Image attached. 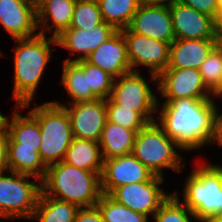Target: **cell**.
Instances as JSON below:
<instances>
[{"label":"cell","mask_w":222,"mask_h":222,"mask_svg":"<svg viewBox=\"0 0 222 222\" xmlns=\"http://www.w3.org/2000/svg\"><path fill=\"white\" fill-rule=\"evenodd\" d=\"M41 189L44 195L79 208L94 207L103 195L99 173L77 168L64 161L46 168Z\"/></svg>","instance_id":"7a4b0ae2"},{"label":"cell","mask_w":222,"mask_h":222,"mask_svg":"<svg viewBox=\"0 0 222 222\" xmlns=\"http://www.w3.org/2000/svg\"><path fill=\"white\" fill-rule=\"evenodd\" d=\"M77 63L88 72V88L98 99H108L111 95L114 78L107 72L90 64L86 59L79 60Z\"/></svg>","instance_id":"1f68e13d"},{"label":"cell","mask_w":222,"mask_h":222,"mask_svg":"<svg viewBox=\"0 0 222 222\" xmlns=\"http://www.w3.org/2000/svg\"><path fill=\"white\" fill-rule=\"evenodd\" d=\"M79 209L72 203L54 199L41 192L32 219L38 222H75Z\"/></svg>","instance_id":"d4e9b609"},{"label":"cell","mask_w":222,"mask_h":222,"mask_svg":"<svg viewBox=\"0 0 222 222\" xmlns=\"http://www.w3.org/2000/svg\"><path fill=\"white\" fill-rule=\"evenodd\" d=\"M75 222H105L96 206L80 208L77 211Z\"/></svg>","instance_id":"e575fe53"},{"label":"cell","mask_w":222,"mask_h":222,"mask_svg":"<svg viewBox=\"0 0 222 222\" xmlns=\"http://www.w3.org/2000/svg\"><path fill=\"white\" fill-rule=\"evenodd\" d=\"M176 39H216V21L177 0L169 5Z\"/></svg>","instance_id":"5bb4252c"},{"label":"cell","mask_w":222,"mask_h":222,"mask_svg":"<svg viewBox=\"0 0 222 222\" xmlns=\"http://www.w3.org/2000/svg\"><path fill=\"white\" fill-rule=\"evenodd\" d=\"M163 181V177L154 175L148 181L119 186L109 196L135 212L152 217L171 195L160 188Z\"/></svg>","instance_id":"30bf717a"},{"label":"cell","mask_w":222,"mask_h":222,"mask_svg":"<svg viewBox=\"0 0 222 222\" xmlns=\"http://www.w3.org/2000/svg\"><path fill=\"white\" fill-rule=\"evenodd\" d=\"M182 198L200 222L222 212V165L206 163L194 168L186 178Z\"/></svg>","instance_id":"277c9868"},{"label":"cell","mask_w":222,"mask_h":222,"mask_svg":"<svg viewBox=\"0 0 222 222\" xmlns=\"http://www.w3.org/2000/svg\"><path fill=\"white\" fill-rule=\"evenodd\" d=\"M154 176L132 153L104 160L101 174L103 194H110L115 188L150 180Z\"/></svg>","instance_id":"4fadbf2b"},{"label":"cell","mask_w":222,"mask_h":222,"mask_svg":"<svg viewBox=\"0 0 222 222\" xmlns=\"http://www.w3.org/2000/svg\"><path fill=\"white\" fill-rule=\"evenodd\" d=\"M136 132L106 121L98 141L103 160L132 153Z\"/></svg>","instance_id":"7402d4cb"},{"label":"cell","mask_w":222,"mask_h":222,"mask_svg":"<svg viewBox=\"0 0 222 222\" xmlns=\"http://www.w3.org/2000/svg\"><path fill=\"white\" fill-rule=\"evenodd\" d=\"M177 190L168 197L153 215L155 222H192L190 218L200 221L196 215L180 202Z\"/></svg>","instance_id":"f546056e"},{"label":"cell","mask_w":222,"mask_h":222,"mask_svg":"<svg viewBox=\"0 0 222 222\" xmlns=\"http://www.w3.org/2000/svg\"><path fill=\"white\" fill-rule=\"evenodd\" d=\"M117 30L104 21L87 30L68 28L63 30L56 38L57 46L69 50L72 54H78L75 59H65L66 62L85 60L94 50L104 43ZM80 53V54H79Z\"/></svg>","instance_id":"9a60e30c"},{"label":"cell","mask_w":222,"mask_h":222,"mask_svg":"<svg viewBox=\"0 0 222 222\" xmlns=\"http://www.w3.org/2000/svg\"><path fill=\"white\" fill-rule=\"evenodd\" d=\"M106 108L108 122L132 129L136 133L148 123L139 113L116 105L110 98L106 99Z\"/></svg>","instance_id":"d6a6232c"},{"label":"cell","mask_w":222,"mask_h":222,"mask_svg":"<svg viewBox=\"0 0 222 222\" xmlns=\"http://www.w3.org/2000/svg\"><path fill=\"white\" fill-rule=\"evenodd\" d=\"M86 60L107 72L114 79L131 71L126 42L121 30H117L94 50Z\"/></svg>","instance_id":"ac0fdd59"},{"label":"cell","mask_w":222,"mask_h":222,"mask_svg":"<svg viewBox=\"0 0 222 222\" xmlns=\"http://www.w3.org/2000/svg\"><path fill=\"white\" fill-rule=\"evenodd\" d=\"M222 16V0H217V19Z\"/></svg>","instance_id":"60d3db41"},{"label":"cell","mask_w":222,"mask_h":222,"mask_svg":"<svg viewBox=\"0 0 222 222\" xmlns=\"http://www.w3.org/2000/svg\"><path fill=\"white\" fill-rule=\"evenodd\" d=\"M220 96L222 97V70H221V78H220Z\"/></svg>","instance_id":"ee69618b"},{"label":"cell","mask_w":222,"mask_h":222,"mask_svg":"<svg viewBox=\"0 0 222 222\" xmlns=\"http://www.w3.org/2000/svg\"><path fill=\"white\" fill-rule=\"evenodd\" d=\"M105 222H148V216L135 212L103 194L95 204Z\"/></svg>","instance_id":"83f0119b"},{"label":"cell","mask_w":222,"mask_h":222,"mask_svg":"<svg viewBox=\"0 0 222 222\" xmlns=\"http://www.w3.org/2000/svg\"><path fill=\"white\" fill-rule=\"evenodd\" d=\"M218 112V107H215L213 136L210 144L215 143L222 147V114Z\"/></svg>","instance_id":"8d00e7d4"},{"label":"cell","mask_w":222,"mask_h":222,"mask_svg":"<svg viewBox=\"0 0 222 222\" xmlns=\"http://www.w3.org/2000/svg\"><path fill=\"white\" fill-rule=\"evenodd\" d=\"M126 42L127 57L131 71H138L137 66H146L151 74V81L157 83V76L168 67L170 43L146 37L121 29Z\"/></svg>","instance_id":"9c48e42d"},{"label":"cell","mask_w":222,"mask_h":222,"mask_svg":"<svg viewBox=\"0 0 222 222\" xmlns=\"http://www.w3.org/2000/svg\"><path fill=\"white\" fill-rule=\"evenodd\" d=\"M0 172V219H32L42 192L41 181L32 175ZM34 178L33 182L28 180Z\"/></svg>","instance_id":"52a82bcc"},{"label":"cell","mask_w":222,"mask_h":222,"mask_svg":"<svg viewBox=\"0 0 222 222\" xmlns=\"http://www.w3.org/2000/svg\"><path fill=\"white\" fill-rule=\"evenodd\" d=\"M14 111L11 119L6 116L4 121L8 133V147L35 148L39 152L41 130L38 121L29 112L27 116H23Z\"/></svg>","instance_id":"44dd1931"},{"label":"cell","mask_w":222,"mask_h":222,"mask_svg":"<svg viewBox=\"0 0 222 222\" xmlns=\"http://www.w3.org/2000/svg\"><path fill=\"white\" fill-rule=\"evenodd\" d=\"M102 20L116 30L127 28L139 8L137 0H97Z\"/></svg>","instance_id":"4316f807"},{"label":"cell","mask_w":222,"mask_h":222,"mask_svg":"<svg viewBox=\"0 0 222 222\" xmlns=\"http://www.w3.org/2000/svg\"><path fill=\"white\" fill-rule=\"evenodd\" d=\"M18 44L14 49V90L16 108L30 107L35 91L42 79L47 64L52 57L51 44L57 45L51 35L37 34L26 39H15Z\"/></svg>","instance_id":"3957f363"},{"label":"cell","mask_w":222,"mask_h":222,"mask_svg":"<svg viewBox=\"0 0 222 222\" xmlns=\"http://www.w3.org/2000/svg\"><path fill=\"white\" fill-rule=\"evenodd\" d=\"M216 45V39H175L170 44L167 68L199 69L201 63Z\"/></svg>","instance_id":"d6986e66"},{"label":"cell","mask_w":222,"mask_h":222,"mask_svg":"<svg viewBox=\"0 0 222 222\" xmlns=\"http://www.w3.org/2000/svg\"><path fill=\"white\" fill-rule=\"evenodd\" d=\"M140 6H165L173 0H137Z\"/></svg>","instance_id":"74e56055"},{"label":"cell","mask_w":222,"mask_h":222,"mask_svg":"<svg viewBox=\"0 0 222 222\" xmlns=\"http://www.w3.org/2000/svg\"><path fill=\"white\" fill-rule=\"evenodd\" d=\"M5 116L0 112V128L4 125Z\"/></svg>","instance_id":"b9f144b4"},{"label":"cell","mask_w":222,"mask_h":222,"mask_svg":"<svg viewBox=\"0 0 222 222\" xmlns=\"http://www.w3.org/2000/svg\"><path fill=\"white\" fill-rule=\"evenodd\" d=\"M175 148L180 149L177 143L165 134L157 121H153L136 133L132 154L154 175L163 177L164 168L182 172L185 167V163L184 166L181 164L184 161L183 157Z\"/></svg>","instance_id":"8992f818"},{"label":"cell","mask_w":222,"mask_h":222,"mask_svg":"<svg viewBox=\"0 0 222 222\" xmlns=\"http://www.w3.org/2000/svg\"><path fill=\"white\" fill-rule=\"evenodd\" d=\"M149 38L172 43L176 38L169 6H139L127 27Z\"/></svg>","instance_id":"e0dca14e"},{"label":"cell","mask_w":222,"mask_h":222,"mask_svg":"<svg viewBox=\"0 0 222 222\" xmlns=\"http://www.w3.org/2000/svg\"><path fill=\"white\" fill-rule=\"evenodd\" d=\"M217 21V0H177Z\"/></svg>","instance_id":"836d02e7"},{"label":"cell","mask_w":222,"mask_h":222,"mask_svg":"<svg viewBox=\"0 0 222 222\" xmlns=\"http://www.w3.org/2000/svg\"><path fill=\"white\" fill-rule=\"evenodd\" d=\"M208 222H222V212L217 213Z\"/></svg>","instance_id":"ab89813d"},{"label":"cell","mask_w":222,"mask_h":222,"mask_svg":"<svg viewBox=\"0 0 222 222\" xmlns=\"http://www.w3.org/2000/svg\"><path fill=\"white\" fill-rule=\"evenodd\" d=\"M29 113L40 125L39 155L44 165L48 167L63 161L73 139L67 111L51 101L35 106Z\"/></svg>","instance_id":"5b68a950"},{"label":"cell","mask_w":222,"mask_h":222,"mask_svg":"<svg viewBox=\"0 0 222 222\" xmlns=\"http://www.w3.org/2000/svg\"><path fill=\"white\" fill-rule=\"evenodd\" d=\"M53 103L62 106L70 119L73 138L86 139L98 142L102 130L107 121L106 100L96 99L92 101L77 102L74 104H60L58 101Z\"/></svg>","instance_id":"7c38bea8"},{"label":"cell","mask_w":222,"mask_h":222,"mask_svg":"<svg viewBox=\"0 0 222 222\" xmlns=\"http://www.w3.org/2000/svg\"><path fill=\"white\" fill-rule=\"evenodd\" d=\"M8 133L6 127L3 125L0 128V172H8Z\"/></svg>","instance_id":"d590c367"},{"label":"cell","mask_w":222,"mask_h":222,"mask_svg":"<svg viewBox=\"0 0 222 222\" xmlns=\"http://www.w3.org/2000/svg\"><path fill=\"white\" fill-rule=\"evenodd\" d=\"M62 63L63 74L60 83L73 99L69 104L98 99L91 88H88V72H84L77 62L62 61Z\"/></svg>","instance_id":"cb8c5ba5"},{"label":"cell","mask_w":222,"mask_h":222,"mask_svg":"<svg viewBox=\"0 0 222 222\" xmlns=\"http://www.w3.org/2000/svg\"><path fill=\"white\" fill-rule=\"evenodd\" d=\"M63 161L77 168L102 174L104 160L98 142L73 138Z\"/></svg>","instance_id":"603a6c76"},{"label":"cell","mask_w":222,"mask_h":222,"mask_svg":"<svg viewBox=\"0 0 222 222\" xmlns=\"http://www.w3.org/2000/svg\"><path fill=\"white\" fill-rule=\"evenodd\" d=\"M140 71H130L114 79L110 99L122 108L139 113L148 123L156 121L153 113L160 105L157 96Z\"/></svg>","instance_id":"ba28073f"},{"label":"cell","mask_w":222,"mask_h":222,"mask_svg":"<svg viewBox=\"0 0 222 222\" xmlns=\"http://www.w3.org/2000/svg\"><path fill=\"white\" fill-rule=\"evenodd\" d=\"M8 170L37 177L40 181L46 174V166L35 148L8 147Z\"/></svg>","instance_id":"484cf974"},{"label":"cell","mask_w":222,"mask_h":222,"mask_svg":"<svg viewBox=\"0 0 222 222\" xmlns=\"http://www.w3.org/2000/svg\"><path fill=\"white\" fill-rule=\"evenodd\" d=\"M215 104L213 99L189 98L164 102L158 124L180 150L201 149L213 136Z\"/></svg>","instance_id":"6da1fadb"},{"label":"cell","mask_w":222,"mask_h":222,"mask_svg":"<svg viewBox=\"0 0 222 222\" xmlns=\"http://www.w3.org/2000/svg\"><path fill=\"white\" fill-rule=\"evenodd\" d=\"M216 40L217 45L222 46V16L216 21Z\"/></svg>","instance_id":"f35d334b"},{"label":"cell","mask_w":222,"mask_h":222,"mask_svg":"<svg viewBox=\"0 0 222 222\" xmlns=\"http://www.w3.org/2000/svg\"><path fill=\"white\" fill-rule=\"evenodd\" d=\"M34 5L37 7L43 0H31Z\"/></svg>","instance_id":"7bdbcfd3"},{"label":"cell","mask_w":222,"mask_h":222,"mask_svg":"<svg viewBox=\"0 0 222 222\" xmlns=\"http://www.w3.org/2000/svg\"><path fill=\"white\" fill-rule=\"evenodd\" d=\"M221 70L222 46L216 45L199 68L203 83L213 93L214 100L220 97Z\"/></svg>","instance_id":"f1b7e54d"},{"label":"cell","mask_w":222,"mask_h":222,"mask_svg":"<svg viewBox=\"0 0 222 222\" xmlns=\"http://www.w3.org/2000/svg\"><path fill=\"white\" fill-rule=\"evenodd\" d=\"M102 22L97 0H76L69 28L89 30Z\"/></svg>","instance_id":"4dcf8cb0"},{"label":"cell","mask_w":222,"mask_h":222,"mask_svg":"<svg viewBox=\"0 0 222 222\" xmlns=\"http://www.w3.org/2000/svg\"><path fill=\"white\" fill-rule=\"evenodd\" d=\"M157 89L164 102L172 100L214 99L213 93L205 86L199 69L195 68H166L157 76Z\"/></svg>","instance_id":"8fae6325"},{"label":"cell","mask_w":222,"mask_h":222,"mask_svg":"<svg viewBox=\"0 0 222 222\" xmlns=\"http://www.w3.org/2000/svg\"><path fill=\"white\" fill-rule=\"evenodd\" d=\"M0 24L13 39L39 34L36 6L31 0H0Z\"/></svg>","instance_id":"2e32d148"},{"label":"cell","mask_w":222,"mask_h":222,"mask_svg":"<svg viewBox=\"0 0 222 222\" xmlns=\"http://www.w3.org/2000/svg\"><path fill=\"white\" fill-rule=\"evenodd\" d=\"M75 3L76 0H43L36 7L37 26L41 29L38 33L45 35L46 31L53 32L51 36L57 37L63 30L68 29ZM48 20L52 22L51 25Z\"/></svg>","instance_id":"ffe728a7"}]
</instances>
